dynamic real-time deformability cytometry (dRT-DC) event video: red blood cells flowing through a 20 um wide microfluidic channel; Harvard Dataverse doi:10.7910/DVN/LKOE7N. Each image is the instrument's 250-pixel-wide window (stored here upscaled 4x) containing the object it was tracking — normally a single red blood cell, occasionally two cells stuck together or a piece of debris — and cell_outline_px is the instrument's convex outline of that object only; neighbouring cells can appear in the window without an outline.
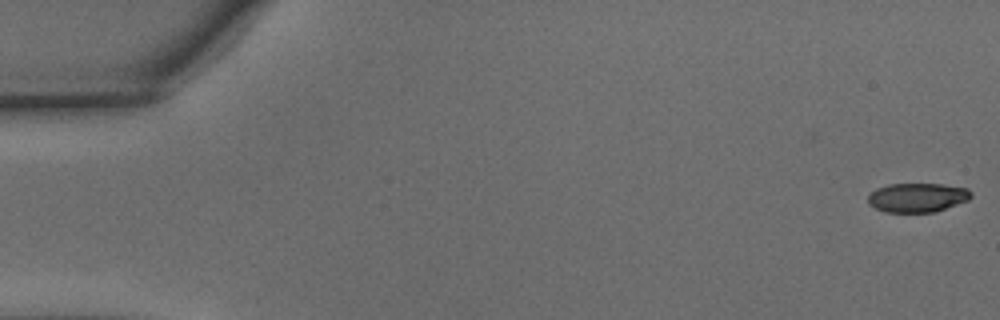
{"species": "common noctule bat (a hibernating species)", "species_latin": "Nyctalus noctula", "temperature_condition": "warm", "stored_images_in_passage": 54, "camera_frame_rate_fps": 3000, "um_per_image_px": 0.085, "animal": {"sex": "male", "body_mass_g": 15.6}, "frame": {"image": 1, "passage_image": 1, "time_ms": 0.0, "image_size_px": [1000, 320], "cell_outline_px": [[972, 196], [968, 200], [936, 212], [884, 212], [868, 204], [868, 196], [876, 188], [888, 184], [940, 184], [968, 188], [972, 192]], "centroid_in_image_um": [77.98, 16.79], "position_along_channel_um": 7.0, "area_um2": 17.57}}
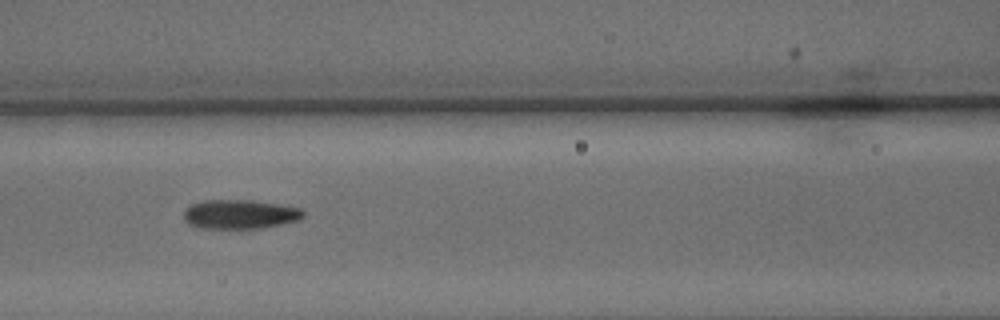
{"frame": {"image": 2, "passage_image": 24, "time_ms": 7.667, "image_size_px": [1000, 320], "cell_outline_px": [[304, 216], [296, 220], [280, 224], [256, 228], [200, 228], [188, 224], [184, 220], [184, 212], [192, 204], [204, 200], [248, 200], [276, 204], [300, 208], [304, 212]], "centroid_in_image_um": [20.34, 18.21], "position_along_channel_um": 146.3, "area_um2": 19.94}}
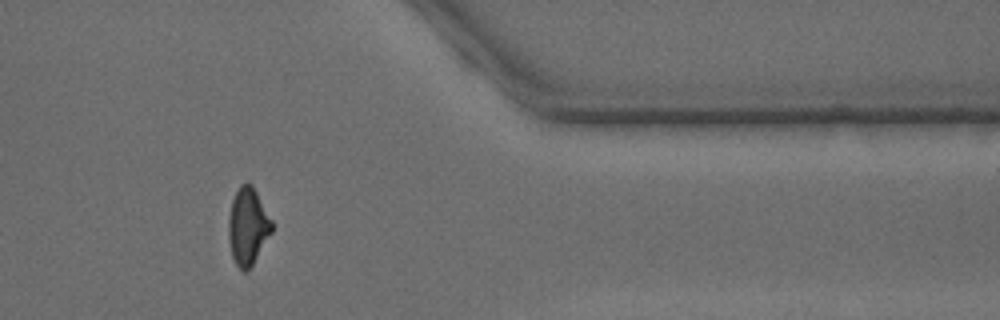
{"frame": {"image": 3, "passage_image": 45, "time_ms": 14.667, "image_size_px": [1000, 320], "cell_outline_px": [[272, 232], [252, 264], [244, 272], [236, 264], [232, 256], [228, 240], [228, 220], [232, 200], [240, 184], [252, 184], [272, 220]], "centroid_in_image_um": [21.05, 19.23], "position_along_channel_um": 390.3, "area_um2": 19.19}, "authors_computed_cell_mechanics": {"area_um2": 19.5942, "velocity_mm_per_s": 3.7689, "shape_relaxation_time_tau1_ms": 4.2533, "shape_relaxation_time_tau2_ms": 1.5125, "deformation_change_tau1": 0.1654, "deformation_change_tau2": 0.0792}}